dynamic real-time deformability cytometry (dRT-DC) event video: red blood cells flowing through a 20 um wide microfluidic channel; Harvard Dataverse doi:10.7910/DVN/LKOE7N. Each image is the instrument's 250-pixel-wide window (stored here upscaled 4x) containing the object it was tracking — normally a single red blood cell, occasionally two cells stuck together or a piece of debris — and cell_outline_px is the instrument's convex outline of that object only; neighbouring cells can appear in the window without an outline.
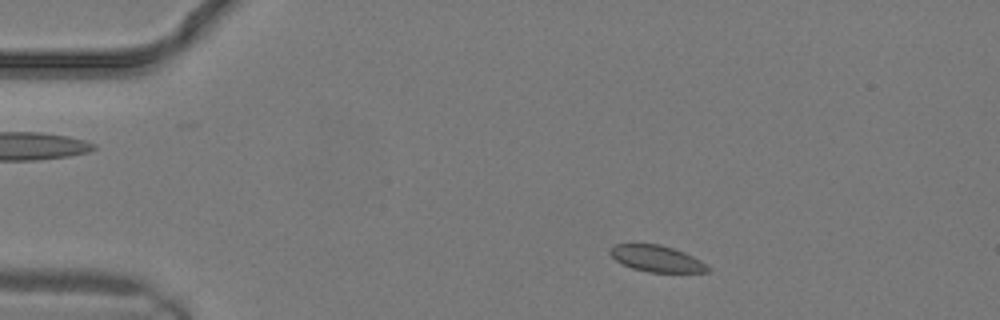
{"species": "common noctule bat (a hibernating species)", "species_latin": "Nyctalus noctula", "temperature_condition": "warm", "stored_images_in_passage": 13, "camera_frame_rate_fps": 3000, "um_per_image_px": 0.085, "animal": {"sex": "male", "body_mass_g": 19.2, "forearm_length_mm": 51.8}, "frame": {"image": 1, "passage_image": 3, "time_ms": 0.667, "image_size_px": [1000, 320], "cell_outline_px": [[712, 268], [708, 272], [648, 272], [632, 268], [616, 260], [608, 252], [616, 244], [660, 244], [684, 252], [708, 264]], "centroid_in_image_um": [55.86, 21.99], "position_along_channel_um": 29.1, "area_um2": 14.91}}
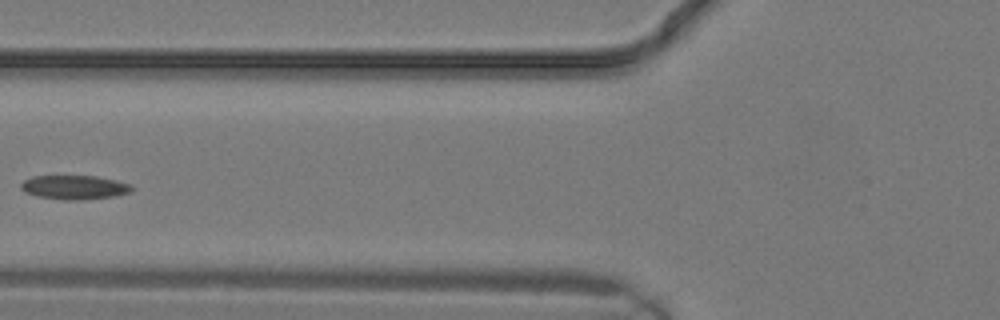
{"frame": {"image": 2, "passage_image": 9, "time_ms": 2.667, "image_size_px": [1000, 320], "cell_outline_px": [[132, 188], [128, 192], [112, 196], [80, 200], [64, 200], [36, 196], [24, 192], [20, 188], [20, 184], [24, 180], [32, 176], [96, 176], [116, 180], [132, 184]], "centroid_in_image_um": [6.27, 15.91], "position_along_channel_um": 119.5, "area_um2": 15.49}}
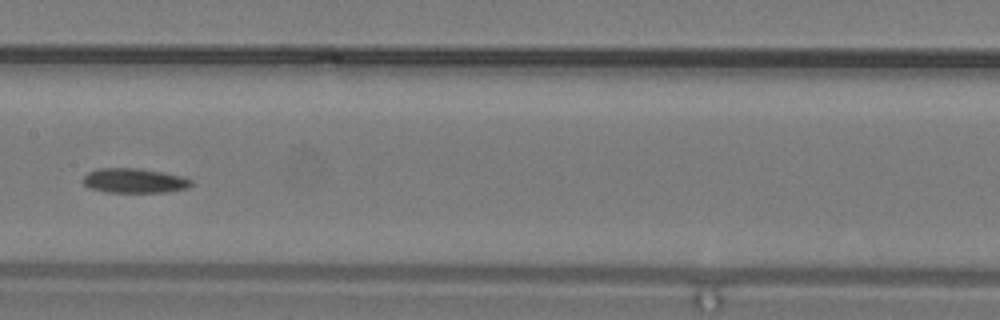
{"frame": {"image": 3, "passage_image": 12, "time_ms": 3.667, "image_size_px": [1000, 320], "cell_outline_px": [[192, 184], [188, 188], [164, 192], [108, 192], [88, 188], [84, 184], [84, 176], [88, 172], [96, 168], [140, 168], [184, 176], [192, 180]], "centroid_in_image_um": [11.42, 15.35], "position_along_channel_um": 196.0, "area_um2": 15.61}}